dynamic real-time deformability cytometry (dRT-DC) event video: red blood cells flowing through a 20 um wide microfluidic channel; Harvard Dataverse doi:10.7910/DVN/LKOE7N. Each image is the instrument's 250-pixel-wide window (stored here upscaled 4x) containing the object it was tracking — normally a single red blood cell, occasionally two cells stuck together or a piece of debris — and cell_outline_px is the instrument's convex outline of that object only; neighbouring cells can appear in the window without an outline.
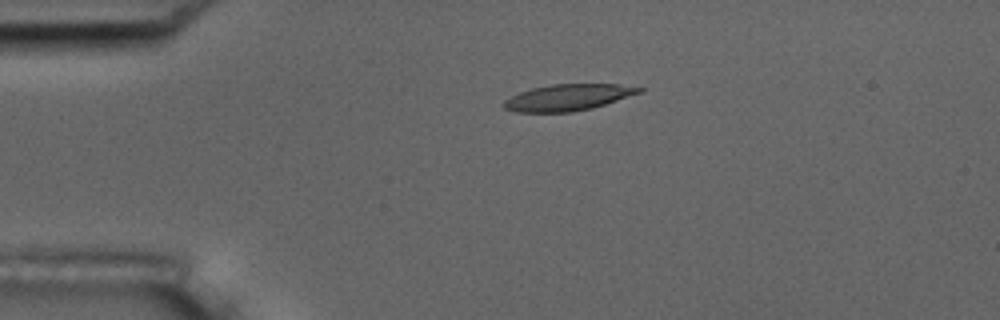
{"species": "common noctule bat (a hibernating species)", "species_latin": "Nyctalus noctula", "temperature_condition": "room temperature", "stored_images_in_passage": 3, "camera_frame_rate_fps": 3000, "um_per_image_px": 0.085, "animal": {"sex": "male", "body_mass_g": 17.5, "forearm_length_mm": 52.3}, "frame": {"image": 1, "passage_image": 1, "time_ms": 0.0, "image_size_px": [1000, 320], "cell_outline_px": [[644, 92], [592, 108], [572, 112], [516, 112], [504, 108], [504, 100], [520, 92], [532, 88], [552, 84], [620, 84], [644, 88]], "centroid_in_image_um": [48.32, 8.28], "position_along_channel_um": 36.7, "area_um2": 20.81}}